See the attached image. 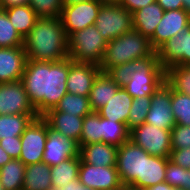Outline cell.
<instances>
[{"mask_svg":"<svg viewBox=\"0 0 190 190\" xmlns=\"http://www.w3.org/2000/svg\"><path fill=\"white\" fill-rule=\"evenodd\" d=\"M169 160L180 167L190 170V147L172 149Z\"/></svg>","mask_w":190,"mask_h":190,"instance_id":"cell-41","label":"cell"},{"mask_svg":"<svg viewBox=\"0 0 190 190\" xmlns=\"http://www.w3.org/2000/svg\"><path fill=\"white\" fill-rule=\"evenodd\" d=\"M70 58L59 62L27 60L22 82L38 116L54 109L67 93Z\"/></svg>","mask_w":190,"mask_h":190,"instance_id":"cell-1","label":"cell"},{"mask_svg":"<svg viewBox=\"0 0 190 190\" xmlns=\"http://www.w3.org/2000/svg\"><path fill=\"white\" fill-rule=\"evenodd\" d=\"M101 4H120L121 0H97Z\"/></svg>","mask_w":190,"mask_h":190,"instance_id":"cell-51","label":"cell"},{"mask_svg":"<svg viewBox=\"0 0 190 190\" xmlns=\"http://www.w3.org/2000/svg\"><path fill=\"white\" fill-rule=\"evenodd\" d=\"M145 123L169 130L175 126L171 108V87L166 82L151 95V106Z\"/></svg>","mask_w":190,"mask_h":190,"instance_id":"cell-14","label":"cell"},{"mask_svg":"<svg viewBox=\"0 0 190 190\" xmlns=\"http://www.w3.org/2000/svg\"><path fill=\"white\" fill-rule=\"evenodd\" d=\"M28 5L38 17H60L64 6L62 0H29Z\"/></svg>","mask_w":190,"mask_h":190,"instance_id":"cell-37","label":"cell"},{"mask_svg":"<svg viewBox=\"0 0 190 190\" xmlns=\"http://www.w3.org/2000/svg\"><path fill=\"white\" fill-rule=\"evenodd\" d=\"M26 165L12 159L0 168V184L5 190H22Z\"/></svg>","mask_w":190,"mask_h":190,"instance_id":"cell-29","label":"cell"},{"mask_svg":"<svg viewBox=\"0 0 190 190\" xmlns=\"http://www.w3.org/2000/svg\"><path fill=\"white\" fill-rule=\"evenodd\" d=\"M11 160L12 157L0 146V168Z\"/></svg>","mask_w":190,"mask_h":190,"instance_id":"cell-48","label":"cell"},{"mask_svg":"<svg viewBox=\"0 0 190 190\" xmlns=\"http://www.w3.org/2000/svg\"><path fill=\"white\" fill-rule=\"evenodd\" d=\"M57 190H93L89 187H86L82 184L79 179L73 180L70 183H67L65 186H60Z\"/></svg>","mask_w":190,"mask_h":190,"instance_id":"cell-45","label":"cell"},{"mask_svg":"<svg viewBox=\"0 0 190 190\" xmlns=\"http://www.w3.org/2000/svg\"><path fill=\"white\" fill-rule=\"evenodd\" d=\"M190 27V15L184 10H167L149 38L152 48L157 51L165 42Z\"/></svg>","mask_w":190,"mask_h":190,"instance_id":"cell-16","label":"cell"},{"mask_svg":"<svg viewBox=\"0 0 190 190\" xmlns=\"http://www.w3.org/2000/svg\"><path fill=\"white\" fill-rule=\"evenodd\" d=\"M107 42L95 25L78 30L68 37L69 58L75 62L92 63L100 66Z\"/></svg>","mask_w":190,"mask_h":190,"instance_id":"cell-5","label":"cell"},{"mask_svg":"<svg viewBox=\"0 0 190 190\" xmlns=\"http://www.w3.org/2000/svg\"><path fill=\"white\" fill-rule=\"evenodd\" d=\"M126 190H141V189H135L133 187H126Z\"/></svg>","mask_w":190,"mask_h":190,"instance_id":"cell-54","label":"cell"},{"mask_svg":"<svg viewBox=\"0 0 190 190\" xmlns=\"http://www.w3.org/2000/svg\"><path fill=\"white\" fill-rule=\"evenodd\" d=\"M135 72L123 87L132 98L151 96L165 82V70L155 51L151 56L133 60Z\"/></svg>","mask_w":190,"mask_h":190,"instance_id":"cell-4","label":"cell"},{"mask_svg":"<svg viewBox=\"0 0 190 190\" xmlns=\"http://www.w3.org/2000/svg\"><path fill=\"white\" fill-rule=\"evenodd\" d=\"M156 1L164 11L173 10V9L175 10L183 9L182 0H156Z\"/></svg>","mask_w":190,"mask_h":190,"instance_id":"cell-44","label":"cell"},{"mask_svg":"<svg viewBox=\"0 0 190 190\" xmlns=\"http://www.w3.org/2000/svg\"><path fill=\"white\" fill-rule=\"evenodd\" d=\"M27 59L59 62L69 57L68 37L60 17H39L24 38Z\"/></svg>","mask_w":190,"mask_h":190,"instance_id":"cell-2","label":"cell"},{"mask_svg":"<svg viewBox=\"0 0 190 190\" xmlns=\"http://www.w3.org/2000/svg\"><path fill=\"white\" fill-rule=\"evenodd\" d=\"M79 144L52 129L47 123V140L42 162L53 167L71 157L79 156Z\"/></svg>","mask_w":190,"mask_h":190,"instance_id":"cell-12","label":"cell"},{"mask_svg":"<svg viewBox=\"0 0 190 190\" xmlns=\"http://www.w3.org/2000/svg\"><path fill=\"white\" fill-rule=\"evenodd\" d=\"M120 88L105 72L95 78L89 94L91 110L97 112L116 94Z\"/></svg>","mask_w":190,"mask_h":190,"instance_id":"cell-24","label":"cell"},{"mask_svg":"<svg viewBox=\"0 0 190 190\" xmlns=\"http://www.w3.org/2000/svg\"><path fill=\"white\" fill-rule=\"evenodd\" d=\"M145 190H183V189L172 187L167 182H161Z\"/></svg>","mask_w":190,"mask_h":190,"instance_id":"cell-47","label":"cell"},{"mask_svg":"<svg viewBox=\"0 0 190 190\" xmlns=\"http://www.w3.org/2000/svg\"><path fill=\"white\" fill-rule=\"evenodd\" d=\"M37 114L0 115V139H12L21 136Z\"/></svg>","mask_w":190,"mask_h":190,"instance_id":"cell-28","label":"cell"},{"mask_svg":"<svg viewBox=\"0 0 190 190\" xmlns=\"http://www.w3.org/2000/svg\"><path fill=\"white\" fill-rule=\"evenodd\" d=\"M156 52L164 70L174 65H190V27L169 39Z\"/></svg>","mask_w":190,"mask_h":190,"instance_id":"cell-13","label":"cell"},{"mask_svg":"<svg viewBox=\"0 0 190 190\" xmlns=\"http://www.w3.org/2000/svg\"><path fill=\"white\" fill-rule=\"evenodd\" d=\"M21 138L19 160L26 166L42 162L47 140V122L42 116L33 119Z\"/></svg>","mask_w":190,"mask_h":190,"instance_id":"cell-9","label":"cell"},{"mask_svg":"<svg viewBox=\"0 0 190 190\" xmlns=\"http://www.w3.org/2000/svg\"><path fill=\"white\" fill-rule=\"evenodd\" d=\"M183 190H190V170L184 168V178L182 182Z\"/></svg>","mask_w":190,"mask_h":190,"instance_id":"cell-49","label":"cell"},{"mask_svg":"<svg viewBox=\"0 0 190 190\" xmlns=\"http://www.w3.org/2000/svg\"><path fill=\"white\" fill-rule=\"evenodd\" d=\"M78 178L93 190H111L122 186L116 166H93L81 160Z\"/></svg>","mask_w":190,"mask_h":190,"instance_id":"cell-15","label":"cell"},{"mask_svg":"<svg viewBox=\"0 0 190 190\" xmlns=\"http://www.w3.org/2000/svg\"><path fill=\"white\" fill-rule=\"evenodd\" d=\"M183 178L184 168L168 160L166 164L165 182H167L172 187L182 189Z\"/></svg>","mask_w":190,"mask_h":190,"instance_id":"cell-40","label":"cell"},{"mask_svg":"<svg viewBox=\"0 0 190 190\" xmlns=\"http://www.w3.org/2000/svg\"><path fill=\"white\" fill-rule=\"evenodd\" d=\"M0 190H5L1 184H0Z\"/></svg>","mask_w":190,"mask_h":190,"instance_id":"cell-55","label":"cell"},{"mask_svg":"<svg viewBox=\"0 0 190 190\" xmlns=\"http://www.w3.org/2000/svg\"><path fill=\"white\" fill-rule=\"evenodd\" d=\"M150 106L151 96L133 98L127 121L129 131L145 123Z\"/></svg>","mask_w":190,"mask_h":190,"instance_id":"cell-36","label":"cell"},{"mask_svg":"<svg viewBox=\"0 0 190 190\" xmlns=\"http://www.w3.org/2000/svg\"><path fill=\"white\" fill-rule=\"evenodd\" d=\"M79 156L84 163L93 166H116L118 147L104 142L79 146Z\"/></svg>","mask_w":190,"mask_h":190,"instance_id":"cell-19","label":"cell"},{"mask_svg":"<svg viewBox=\"0 0 190 190\" xmlns=\"http://www.w3.org/2000/svg\"><path fill=\"white\" fill-rule=\"evenodd\" d=\"M132 101L133 98L130 94L124 89V87H120L116 94L107 102V104L100 108L97 113L103 118L121 122L127 126Z\"/></svg>","mask_w":190,"mask_h":190,"instance_id":"cell-21","label":"cell"},{"mask_svg":"<svg viewBox=\"0 0 190 190\" xmlns=\"http://www.w3.org/2000/svg\"><path fill=\"white\" fill-rule=\"evenodd\" d=\"M80 163V156H75L51 167L53 190H57L60 186H65L67 183L79 179L78 174Z\"/></svg>","mask_w":190,"mask_h":190,"instance_id":"cell-27","label":"cell"},{"mask_svg":"<svg viewBox=\"0 0 190 190\" xmlns=\"http://www.w3.org/2000/svg\"><path fill=\"white\" fill-rule=\"evenodd\" d=\"M49 111H61L75 116L85 117L92 112L89 104V96H81L66 93L54 109Z\"/></svg>","mask_w":190,"mask_h":190,"instance_id":"cell-30","label":"cell"},{"mask_svg":"<svg viewBox=\"0 0 190 190\" xmlns=\"http://www.w3.org/2000/svg\"><path fill=\"white\" fill-rule=\"evenodd\" d=\"M155 50L150 39L140 32L132 30L107 42L105 54L100 64L101 72L132 60L151 56Z\"/></svg>","mask_w":190,"mask_h":190,"instance_id":"cell-3","label":"cell"},{"mask_svg":"<svg viewBox=\"0 0 190 190\" xmlns=\"http://www.w3.org/2000/svg\"><path fill=\"white\" fill-rule=\"evenodd\" d=\"M13 27L24 39L35 26L39 18L36 12L29 5H18L4 9Z\"/></svg>","mask_w":190,"mask_h":190,"instance_id":"cell-26","label":"cell"},{"mask_svg":"<svg viewBox=\"0 0 190 190\" xmlns=\"http://www.w3.org/2000/svg\"><path fill=\"white\" fill-rule=\"evenodd\" d=\"M165 82L174 91L190 96V65H174L166 69Z\"/></svg>","mask_w":190,"mask_h":190,"instance_id":"cell-32","label":"cell"},{"mask_svg":"<svg viewBox=\"0 0 190 190\" xmlns=\"http://www.w3.org/2000/svg\"><path fill=\"white\" fill-rule=\"evenodd\" d=\"M100 72L99 65L75 62L70 58V68L66 80L67 93L89 96L93 82Z\"/></svg>","mask_w":190,"mask_h":190,"instance_id":"cell-17","label":"cell"},{"mask_svg":"<svg viewBox=\"0 0 190 190\" xmlns=\"http://www.w3.org/2000/svg\"><path fill=\"white\" fill-rule=\"evenodd\" d=\"M37 114L22 80L0 83V115Z\"/></svg>","mask_w":190,"mask_h":190,"instance_id":"cell-11","label":"cell"},{"mask_svg":"<svg viewBox=\"0 0 190 190\" xmlns=\"http://www.w3.org/2000/svg\"><path fill=\"white\" fill-rule=\"evenodd\" d=\"M111 190H126V186H121V187H119V188H117V189H111Z\"/></svg>","mask_w":190,"mask_h":190,"instance_id":"cell-53","label":"cell"},{"mask_svg":"<svg viewBox=\"0 0 190 190\" xmlns=\"http://www.w3.org/2000/svg\"><path fill=\"white\" fill-rule=\"evenodd\" d=\"M22 190H53L51 166L43 162L26 166Z\"/></svg>","mask_w":190,"mask_h":190,"instance_id":"cell-25","label":"cell"},{"mask_svg":"<svg viewBox=\"0 0 190 190\" xmlns=\"http://www.w3.org/2000/svg\"><path fill=\"white\" fill-rule=\"evenodd\" d=\"M183 9L190 15V0H182Z\"/></svg>","mask_w":190,"mask_h":190,"instance_id":"cell-52","label":"cell"},{"mask_svg":"<svg viewBox=\"0 0 190 190\" xmlns=\"http://www.w3.org/2000/svg\"><path fill=\"white\" fill-rule=\"evenodd\" d=\"M169 158L148 155L144 157L143 178H139L132 186L145 190L158 183L165 182L166 164Z\"/></svg>","mask_w":190,"mask_h":190,"instance_id":"cell-23","label":"cell"},{"mask_svg":"<svg viewBox=\"0 0 190 190\" xmlns=\"http://www.w3.org/2000/svg\"><path fill=\"white\" fill-rule=\"evenodd\" d=\"M27 60L23 46L0 48V83L21 80Z\"/></svg>","mask_w":190,"mask_h":190,"instance_id":"cell-18","label":"cell"},{"mask_svg":"<svg viewBox=\"0 0 190 190\" xmlns=\"http://www.w3.org/2000/svg\"><path fill=\"white\" fill-rule=\"evenodd\" d=\"M0 146L9 154L12 159H19L21 154V138L15 136L12 139H0Z\"/></svg>","mask_w":190,"mask_h":190,"instance_id":"cell-42","label":"cell"},{"mask_svg":"<svg viewBox=\"0 0 190 190\" xmlns=\"http://www.w3.org/2000/svg\"><path fill=\"white\" fill-rule=\"evenodd\" d=\"M95 26L107 41H111L133 30L132 13L120 4H102Z\"/></svg>","mask_w":190,"mask_h":190,"instance_id":"cell-6","label":"cell"},{"mask_svg":"<svg viewBox=\"0 0 190 190\" xmlns=\"http://www.w3.org/2000/svg\"><path fill=\"white\" fill-rule=\"evenodd\" d=\"M101 3L97 0L63 6L60 19L67 37L72 33L95 25Z\"/></svg>","mask_w":190,"mask_h":190,"instance_id":"cell-10","label":"cell"},{"mask_svg":"<svg viewBox=\"0 0 190 190\" xmlns=\"http://www.w3.org/2000/svg\"><path fill=\"white\" fill-rule=\"evenodd\" d=\"M156 0H121L120 5L128 12L133 13L149 4L154 3Z\"/></svg>","mask_w":190,"mask_h":190,"instance_id":"cell-43","label":"cell"},{"mask_svg":"<svg viewBox=\"0 0 190 190\" xmlns=\"http://www.w3.org/2000/svg\"><path fill=\"white\" fill-rule=\"evenodd\" d=\"M129 139L149 155L170 157L172 147L169 129H160L149 123H143L130 131Z\"/></svg>","mask_w":190,"mask_h":190,"instance_id":"cell-8","label":"cell"},{"mask_svg":"<svg viewBox=\"0 0 190 190\" xmlns=\"http://www.w3.org/2000/svg\"><path fill=\"white\" fill-rule=\"evenodd\" d=\"M171 108L175 124L190 126V96L171 88Z\"/></svg>","mask_w":190,"mask_h":190,"instance_id":"cell-34","label":"cell"},{"mask_svg":"<svg viewBox=\"0 0 190 190\" xmlns=\"http://www.w3.org/2000/svg\"><path fill=\"white\" fill-rule=\"evenodd\" d=\"M42 117L52 129L75 140L80 146L84 117L75 116L61 111H48Z\"/></svg>","mask_w":190,"mask_h":190,"instance_id":"cell-20","label":"cell"},{"mask_svg":"<svg viewBox=\"0 0 190 190\" xmlns=\"http://www.w3.org/2000/svg\"><path fill=\"white\" fill-rule=\"evenodd\" d=\"M135 72L133 69V60L131 62L117 65L110 68L107 75L120 87H123L130 80V76Z\"/></svg>","mask_w":190,"mask_h":190,"instance_id":"cell-38","label":"cell"},{"mask_svg":"<svg viewBox=\"0 0 190 190\" xmlns=\"http://www.w3.org/2000/svg\"><path fill=\"white\" fill-rule=\"evenodd\" d=\"M172 149H183L190 147V126L175 124L171 129Z\"/></svg>","mask_w":190,"mask_h":190,"instance_id":"cell-39","label":"cell"},{"mask_svg":"<svg viewBox=\"0 0 190 190\" xmlns=\"http://www.w3.org/2000/svg\"><path fill=\"white\" fill-rule=\"evenodd\" d=\"M87 1H90V0H62L64 6L81 3V2H87Z\"/></svg>","mask_w":190,"mask_h":190,"instance_id":"cell-50","label":"cell"},{"mask_svg":"<svg viewBox=\"0 0 190 190\" xmlns=\"http://www.w3.org/2000/svg\"><path fill=\"white\" fill-rule=\"evenodd\" d=\"M29 0H2L0 3V8L5 9L12 6H18V5H28Z\"/></svg>","mask_w":190,"mask_h":190,"instance_id":"cell-46","label":"cell"},{"mask_svg":"<svg viewBox=\"0 0 190 190\" xmlns=\"http://www.w3.org/2000/svg\"><path fill=\"white\" fill-rule=\"evenodd\" d=\"M164 10L155 1L132 13L133 30L140 32L143 36L150 38L164 15Z\"/></svg>","mask_w":190,"mask_h":190,"instance_id":"cell-22","label":"cell"},{"mask_svg":"<svg viewBox=\"0 0 190 190\" xmlns=\"http://www.w3.org/2000/svg\"><path fill=\"white\" fill-rule=\"evenodd\" d=\"M101 142V116L92 111L83 119L80 146Z\"/></svg>","mask_w":190,"mask_h":190,"instance_id":"cell-33","label":"cell"},{"mask_svg":"<svg viewBox=\"0 0 190 190\" xmlns=\"http://www.w3.org/2000/svg\"><path fill=\"white\" fill-rule=\"evenodd\" d=\"M129 134L126 124L101 117V142L119 147L129 140Z\"/></svg>","mask_w":190,"mask_h":190,"instance_id":"cell-31","label":"cell"},{"mask_svg":"<svg viewBox=\"0 0 190 190\" xmlns=\"http://www.w3.org/2000/svg\"><path fill=\"white\" fill-rule=\"evenodd\" d=\"M148 155L130 139L118 147L116 167L123 186L132 187L143 178L144 157Z\"/></svg>","mask_w":190,"mask_h":190,"instance_id":"cell-7","label":"cell"},{"mask_svg":"<svg viewBox=\"0 0 190 190\" xmlns=\"http://www.w3.org/2000/svg\"><path fill=\"white\" fill-rule=\"evenodd\" d=\"M24 39L13 27L4 9L0 8V48L23 46Z\"/></svg>","mask_w":190,"mask_h":190,"instance_id":"cell-35","label":"cell"}]
</instances>
